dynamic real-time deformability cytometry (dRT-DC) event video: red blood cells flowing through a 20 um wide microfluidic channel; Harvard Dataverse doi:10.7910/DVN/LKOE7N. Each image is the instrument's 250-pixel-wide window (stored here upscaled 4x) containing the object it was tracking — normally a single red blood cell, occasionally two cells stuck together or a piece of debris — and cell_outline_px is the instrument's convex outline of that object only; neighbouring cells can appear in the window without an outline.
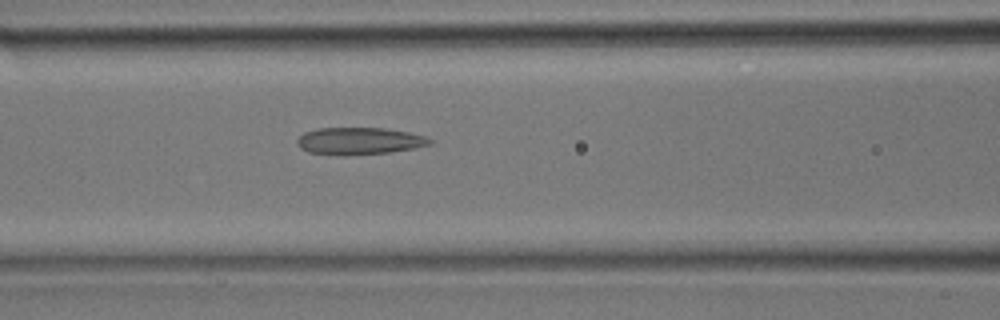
{"species": "common noctule bat (a hibernating species)", "species_latin": "Nyctalus noctula", "temperature_condition": "room temperature", "stored_images_in_passage": 15, "camera_frame_rate_fps": 3000, "um_per_image_px": 0.085, "animal": {"sex": "male", "body_mass_g": 17.9}, "frame": {"image": 1, "passage_image": 13, "time_ms": 4.0, "image_size_px": [1000, 320], "cell_outline_px": [[432, 144], [416, 148], [388, 152], [344, 156], [340, 156], [308, 152], [300, 148], [296, 144], [296, 140], [304, 132], [320, 128], [388, 128], [408, 132], [424, 136], [432, 140]], "centroid_in_image_um": [30.52, 11.99], "position_along_channel_um": 136.1, "area_um2": 21.15}}
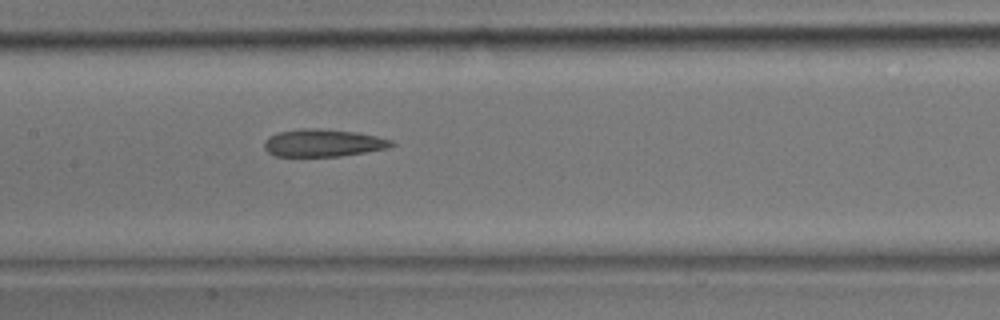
{"frame": {"image": 2, "passage_image": 15, "time_ms": 4.667, "image_size_px": [1000, 320], "cell_outline_px": [[396, 144], [388, 148], [340, 156], [276, 156], [268, 152], [264, 148], [264, 140], [268, 136], [276, 132], [300, 128], [316, 128], [356, 132], [376, 136], [392, 140]], "centroid_in_image_um": [27.43, 12.14], "position_along_channel_um": 180.0, "area_um2": 20.46}}